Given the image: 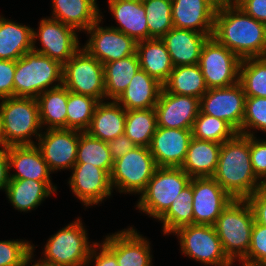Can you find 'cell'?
I'll return each instance as SVG.
<instances>
[{
    "mask_svg": "<svg viewBox=\"0 0 266 266\" xmlns=\"http://www.w3.org/2000/svg\"><path fill=\"white\" fill-rule=\"evenodd\" d=\"M156 129L155 108L126 111L124 134L137 146L149 148Z\"/></svg>",
    "mask_w": 266,
    "mask_h": 266,
    "instance_id": "d590c367",
    "label": "cell"
},
{
    "mask_svg": "<svg viewBox=\"0 0 266 266\" xmlns=\"http://www.w3.org/2000/svg\"><path fill=\"white\" fill-rule=\"evenodd\" d=\"M157 126L173 129H192L200 111V99L172 94L162 89L155 106Z\"/></svg>",
    "mask_w": 266,
    "mask_h": 266,
    "instance_id": "ac0fdd59",
    "label": "cell"
},
{
    "mask_svg": "<svg viewBox=\"0 0 266 266\" xmlns=\"http://www.w3.org/2000/svg\"><path fill=\"white\" fill-rule=\"evenodd\" d=\"M173 26L213 35L216 11L207 0H172Z\"/></svg>",
    "mask_w": 266,
    "mask_h": 266,
    "instance_id": "44dd1931",
    "label": "cell"
},
{
    "mask_svg": "<svg viewBox=\"0 0 266 266\" xmlns=\"http://www.w3.org/2000/svg\"><path fill=\"white\" fill-rule=\"evenodd\" d=\"M30 243L18 239L0 241V266H30L35 256V246Z\"/></svg>",
    "mask_w": 266,
    "mask_h": 266,
    "instance_id": "b9f144b4",
    "label": "cell"
},
{
    "mask_svg": "<svg viewBox=\"0 0 266 266\" xmlns=\"http://www.w3.org/2000/svg\"><path fill=\"white\" fill-rule=\"evenodd\" d=\"M157 166L148 147L136 146L114 160L110 173L112 189L119 193L141 194L147 187Z\"/></svg>",
    "mask_w": 266,
    "mask_h": 266,
    "instance_id": "ba28073f",
    "label": "cell"
},
{
    "mask_svg": "<svg viewBox=\"0 0 266 266\" xmlns=\"http://www.w3.org/2000/svg\"><path fill=\"white\" fill-rule=\"evenodd\" d=\"M97 0H52V16L77 32L85 31L101 18Z\"/></svg>",
    "mask_w": 266,
    "mask_h": 266,
    "instance_id": "4316f807",
    "label": "cell"
},
{
    "mask_svg": "<svg viewBox=\"0 0 266 266\" xmlns=\"http://www.w3.org/2000/svg\"><path fill=\"white\" fill-rule=\"evenodd\" d=\"M33 29L0 16V59L17 61L33 49Z\"/></svg>",
    "mask_w": 266,
    "mask_h": 266,
    "instance_id": "4dcf8cb0",
    "label": "cell"
},
{
    "mask_svg": "<svg viewBox=\"0 0 266 266\" xmlns=\"http://www.w3.org/2000/svg\"><path fill=\"white\" fill-rule=\"evenodd\" d=\"M38 31L33 28V51L64 65L81 47L77 30L50 17L42 18ZM40 41L41 49L36 40Z\"/></svg>",
    "mask_w": 266,
    "mask_h": 266,
    "instance_id": "7c38bea8",
    "label": "cell"
},
{
    "mask_svg": "<svg viewBox=\"0 0 266 266\" xmlns=\"http://www.w3.org/2000/svg\"><path fill=\"white\" fill-rule=\"evenodd\" d=\"M163 89L172 94L201 98L208 90L204 76L198 64L173 68Z\"/></svg>",
    "mask_w": 266,
    "mask_h": 266,
    "instance_id": "836d02e7",
    "label": "cell"
},
{
    "mask_svg": "<svg viewBox=\"0 0 266 266\" xmlns=\"http://www.w3.org/2000/svg\"><path fill=\"white\" fill-rule=\"evenodd\" d=\"M255 129L266 133V97H249L245 99V114L242 121V134L254 135ZM250 130V131H249Z\"/></svg>",
    "mask_w": 266,
    "mask_h": 266,
    "instance_id": "7bdbcfd3",
    "label": "cell"
},
{
    "mask_svg": "<svg viewBox=\"0 0 266 266\" xmlns=\"http://www.w3.org/2000/svg\"><path fill=\"white\" fill-rule=\"evenodd\" d=\"M162 89L163 84L140 68L115 101L126 111L155 108Z\"/></svg>",
    "mask_w": 266,
    "mask_h": 266,
    "instance_id": "cb8c5ba5",
    "label": "cell"
},
{
    "mask_svg": "<svg viewBox=\"0 0 266 266\" xmlns=\"http://www.w3.org/2000/svg\"><path fill=\"white\" fill-rule=\"evenodd\" d=\"M237 6L252 18L266 24V0H238Z\"/></svg>",
    "mask_w": 266,
    "mask_h": 266,
    "instance_id": "681fc988",
    "label": "cell"
},
{
    "mask_svg": "<svg viewBox=\"0 0 266 266\" xmlns=\"http://www.w3.org/2000/svg\"><path fill=\"white\" fill-rule=\"evenodd\" d=\"M62 85L69 91L105 100L104 66L81 48L63 65Z\"/></svg>",
    "mask_w": 266,
    "mask_h": 266,
    "instance_id": "30bf717a",
    "label": "cell"
},
{
    "mask_svg": "<svg viewBox=\"0 0 266 266\" xmlns=\"http://www.w3.org/2000/svg\"><path fill=\"white\" fill-rule=\"evenodd\" d=\"M9 146L0 147V190H6L10 181Z\"/></svg>",
    "mask_w": 266,
    "mask_h": 266,
    "instance_id": "816d5d0a",
    "label": "cell"
},
{
    "mask_svg": "<svg viewBox=\"0 0 266 266\" xmlns=\"http://www.w3.org/2000/svg\"><path fill=\"white\" fill-rule=\"evenodd\" d=\"M40 123L47 129L66 128L68 89L63 85L41 93L37 98ZM48 126V127H47Z\"/></svg>",
    "mask_w": 266,
    "mask_h": 266,
    "instance_id": "1f68e13d",
    "label": "cell"
},
{
    "mask_svg": "<svg viewBox=\"0 0 266 266\" xmlns=\"http://www.w3.org/2000/svg\"><path fill=\"white\" fill-rule=\"evenodd\" d=\"M68 184L74 196L85 207L98 205L112 195L110 175L104 170L87 163H75Z\"/></svg>",
    "mask_w": 266,
    "mask_h": 266,
    "instance_id": "e0dca14e",
    "label": "cell"
},
{
    "mask_svg": "<svg viewBox=\"0 0 266 266\" xmlns=\"http://www.w3.org/2000/svg\"><path fill=\"white\" fill-rule=\"evenodd\" d=\"M215 11L237 6L238 0H207Z\"/></svg>",
    "mask_w": 266,
    "mask_h": 266,
    "instance_id": "f5cc1de1",
    "label": "cell"
},
{
    "mask_svg": "<svg viewBox=\"0 0 266 266\" xmlns=\"http://www.w3.org/2000/svg\"><path fill=\"white\" fill-rule=\"evenodd\" d=\"M136 53L141 69L157 79L161 84L168 80L174 65L161 39L152 38L137 42Z\"/></svg>",
    "mask_w": 266,
    "mask_h": 266,
    "instance_id": "f546056e",
    "label": "cell"
},
{
    "mask_svg": "<svg viewBox=\"0 0 266 266\" xmlns=\"http://www.w3.org/2000/svg\"><path fill=\"white\" fill-rule=\"evenodd\" d=\"M16 61L0 59V100L14 97Z\"/></svg>",
    "mask_w": 266,
    "mask_h": 266,
    "instance_id": "bcb514c9",
    "label": "cell"
},
{
    "mask_svg": "<svg viewBox=\"0 0 266 266\" xmlns=\"http://www.w3.org/2000/svg\"><path fill=\"white\" fill-rule=\"evenodd\" d=\"M221 145L192 137L181 168L191 178L213 177L217 169Z\"/></svg>",
    "mask_w": 266,
    "mask_h": 266,
    "instance_id": "f1b7e54d",
    "label": "cell"
},
{
    "mask_svg": "<svg viewBox=\"0 0 266 266\" xmlns=\"http://www.w3.org/2000/svg\"><path fill=\"white\" fill-rule=\"evenodd\" d=\"M9 167L16 169L10 179L51 181L52 173L36 145L9 146Z\"/></svg>",
    "mask_w": 266,
    "mask_h": 266,
    "instance_id": "d4e9b609",
    "label": "cell"
},
{
    "mask_svg": "<svg viewBox=\"0 0 266 266\" xmlns=\"http://www.w3.org/2000/svg\"><path fill=\"white\" fill-rule=\"evenodd\" d=\"M239 82L246 96L266 97V56L242 60Z\"/></svg>",
    "mask_w": 266,
    "mask_h": 266,
    "instance_id": "74e56055",
    "label": "cell"
},
{
    "mask_svg": "<svg viewBox=\"0 0 266 266\" xmlns=\"http://www.w3.org/2000/svg\"><path fill=\"white\" fill-rule=\"evenodd\" d=\"M62 82L63 65L44 54L32 50L16 61L14 97L37 98Z\"/></svg>",
    "mask_w": 266,
    "mask_h": 266,
    "instance_id": "3957f363",
    "label": "cell"
},
{
    "mask_svg": "<svg viewBox=\"0 0 266 266\" xmlns=\"http://www.w3.org/2000/svg\"><path fill=\"white\" fill-rule=\"evenodd\" d=\"M255 222L246 199H233L221 212L214 225L227 257L239 263L247 256Z\"/></svg>",
    "mask_w": 266,
    "mask_h": 266,
    "instance_id": "277c9868",
    "label": "cell"
},
{
    "mask_svg": "<svg viewBox=\"0 0 266 266\" xmlns=\"http://www.w3.org/2000/svg\"><path fill=\"white\" fill-rule=\"evenodd\" d=\"M246 95L240 82L221 88L208 89L200 98V111L228 122L242 134Z\"/></svg>",
    "mask_w": 266,
    "mask_h": 266,
    "instance_id": "5bb4252c",
    "label": "cell"
},
{
    "mask_svg": "<svg viewBox=\"0 0 266 266\" xmlns=\"http://www.w3.org/2000/svg\"><path fill=\"white\" fill-rule=\"evenodd\" d=\"M106 100H116L140 69L137 53L103 64Z\"/></svg>",
    "mask_w": 266,
    "mask_h": 266,
    "instance_id": "d6a6232c",
    "label": "cell"
},
{
    "mask_svg": "<svg viewBox=\"0 0 266 266\" xmlns=\"http://www.w3.org/2000/svg\"><path fill=\"white\" fill-rule=\"evenodd\" d=\"M163 223V234H173L177 229L193 224V178L158 219Z\"/></svg>",
    "mask_w": 266,
    "mask_h": 266,
    "instance_id": "e575fe53",
    "label": "cell"
},
{
    "mask_svg": "<svg viewBox=\"0 0 266 266\" xmlns=\"http://www.w3.org/2000/svg\"><path fill=\"white\" fill-rule=\"evenodd\" d=\"M108 8L118 26H110L136 42L149 39V29L142 0H108Z\"/></svg>",
    "mask_w": 266,
    "mask_h": 266,
    "instance_id": "603a6c76",
    "label": "cell"
},
{
    "mask_svg": "<svg viewBox=\"0 0 266 266\" xmlns=\"http://www.w3.org/2000/svg\"><path fill=\"white\" fill-rule=\"evenodd\" d=\"M126 110L115 100L99 102L94 110L89 128L90 136L109 142L124 134Z\"/></svg>",
    "mask_w": 266,
    "mask_h": 266,
    "instance_id": "83f0119b",
    "label": "cell"
},
{
    "mask_svg": "<svg viewBox=\"0 0 266 266\" xmlns=\"http://www.w3.org/2000/svg\"><path fill=\"white\" fill-rule=\"evenodd\" d=\"M1 145H4V139H3V129H2V118L0 112V146Z\"/></svg>",
    "mask_w": 266,
    "mask_h": 266,
    "instance_id": "db71d44e",
    "label": "cell"
},
{
    "mask_svg": "<svg viewBox=\"0 0 266 266\" xmlns=\"http://www.w3.org/2000/svg\"><path fill=\"white\" fill-rule=\"evenodd\" d=\"M173 233L179 237L181 252L186 257L205 266H232L214 226L191 224Z\"/></svg>",
    "mask_w": 266,
    "mask_h": 266,
    "instance_id": "9c48e42d",
    "label": "cell"
},
{
    "mask_svg": "<svg viewBox=\"0 0 266 266\" xmlns=\"http://www.w3.org/2000/svg\"><path fill=\"white\" fill-rule=\"evenodd\" d=\"M192 139L191 129L157 126L149 146L157 167H181Z\"/></svg>",
    "mask_w": 266,
    "mask_h": 266,
    "instance_id": "d6986e66",
    "label": "cell"
},
{
    "mask_svg": "<svg viewBox=\"0 0 266 266\" xmlns=\"http://www.w3.org/2000/svg\"><path fill=\"white\" fill-rule=\"evenodd\" d=\"M233 199L213 177L193 178V224L214 226Z\"/></svg>",
    "mask_w": 266,
    "mask_h": 266,
    "instance_id": "2e32d148",
    "label": "cell"
},
{
    "mask_svg": "<svg viewBox=\"0 0 266 266\" xmlns=\"http://www.w3.org/2000/svg\"><path fill=\"white\" fill-rule=\"evenodd\" d=\"M0 112L4 145H36L41 135L39 107L36 98L9 97L1 99Z\"/></svg>",
    "mask_w": 266,
    "mask_h": 266,
    "instance_id": "5b68a950",
    "label": "cell"
},
{
    "mask_svg": "<svg viewBox=\"0 0 266 266\" xmlns=\"http://www.w3.org/2000/svg\"><path fill=\"white\" fill-rule=\"evenodd\" d=\"M246 200L252 207L255 222L266 226V192L258 189Z\"/></svg>",
    "mask_w": 266,
    "mask_h": 266,
    "instance_id": "c3c4849f",
    "label": "cell"
},
{
    "mask_svg": "<svg viewBox=\"0 0 266 266\" xmlns=\"http://www.w3.org/2000/svg\"><path fill=\"white\" fill-rule=\"evenodd\" d=\"M108 146L112 159L116 160L134 149L137 145L133 143L129 137L123 134L109 141Z\"/></svg>",
    "mask_w": 266,
    "mask_h": 266,
    "instance_id": "f907efd6",
    "label": "cell"
},
{
    "mask_svg": "<svg viewBox=\"0 0 266 266\" xmlns=\"http://www.w3.org/2000/svg\"><path fill=\"white\" fill-rule=\"evenodd\" d=\"M240 263L243 266H266V226L254 222L250 248Z\"/></svg>",
    "mask_w": 266,
    "mask_h": 266,
    "instance_id": "ee69618b",
    "label": "cell"
},
{
    "mask_svg": "<svg viewBox=\"0 0 266 266\" xmlns=\"http://www.w3.org/2000/svg\"><path fill=\"white\" fill-rule=\"evenodd\" d=\"M190 180L181 167H157L137 201V209L158 220Z\"/></svg>",
    "mask_w": 266,
    "mask_h": 266,
    "instance_id": "52a82bcc",
    "label": "cell"
},
{
    "mask_svg": "<svg viewBox=\"0 0 266 266\" xmlns=\"http://www.w3.org/2000/svg\"><path fill=\"white\" fill-rule=\"evenodd\" d=\"M56 191L57 187L51 181L10 179L5 194L16 210L28 212L37 208Z\"/></svg>",
    "mask_w": 266,
    "mask_h": 266,
    "instance_id": "484cf974",
    "label": "cell"
},
{
    "mask_svg": "<svg viewBox=\"0 0 266 266\" xmlns=\"http://www.w3.org/2000/svg\"><path fill=\"white\" fill-rule=\"evenodd\" d=\"M241 59L214 37L203 45L198 65L208 89L221 88L239 82Z\"/></svg>",
    "mask_w": 266,
    "mask_h": 266,
    "instance_id": "8fae6325",
    "label": "cell"
},
{
    "mask_svg": "<svg viewBox=\"0 0 266 266\" xmlns=\"http://www.w3.org/2000/svg\"><path fill=\"white\" fill-rule=\"evenodd\" d=\"M102 19L86 30L89 39L82 48L102 64L135 54L137 42L113 27H101Z\"/></svg>",
    "mask_w": 266,
    "mask_h": 266,
    "instance_id": "4fadbf2b",
    "label": "cell"
},
{
    "mask_svg": "<svg viewBox=\"0 0 266 266\" xmlns=\"http://www.w3.org/2000/svg\"><path fill=\"white\" fill-rule=\"evenodd\" d=\"M213 178L234 199H247L260 189L250 159V135L237 133L222 143Z\"/></svg>",
    "mask_w": 266,
    "mask_h": 266,
    "instance_id": "7a4b0ae2",
    "label": "cell"
},
{
    "mask_svg": "<svg viewBox=\"0 0 266 266\" xmlns=\"http://www.w3.org/2000/svg\"><path fill=\"white\" fill-rule=\"evenodd\" d=\"M145 8L149 39H161L173 26L172 0H142Z\"/></svg>",
    "mask_w": 266,
    "mask_h": 266,
    "instance_id": "60d3db41",
    "label": "cell"
},
{
    "mask_svg": "<svg viewBox=\"0 0 266 266\" xmlns=\"http://www.w3.org/2000/svg\"><path fill=\"white\" fill-rule=\"evenodd\" d=\"M209 37L211 36L193 30L173 27L161 40L170 54L174 67H177L198 64L203 45Z\"/></svg>",
    "mask_w": 266,
    "mask_h": 266,
    "instance_id": "7402d4cb",
    "label": "cell"
},
{
    "mask_svg": "<svg viewBox=\"0 0 266 266\" xmlns=\"http://www.w3.org/2000/svg\"><path fill=\"white\" fill-rule=\"evenodd\" d=\"M250 159L256 177L262 181L266 177V140L250 136Z\"/></svg>",
    "mask_w": 266,
    "mask_h": 266,
    "instance_id": "f6af8a7d",
    "label": "cell"
},
{
    "mask_svg": "<svg viewBox=\"0 0 266 266\" xmlns=\"http://www.w3.org/2000/svg\"><path fill=\"white\" fill-rule=\"evenodd\" d=\"M147 238L133 227L107 235L103 244L116 256L119 266H152Z\"/></svg>",
    "mask_w": 266,
    "mask_h": 266,
    "instance_id": "ffe728a7",
    "label": "cell"
},
{
    "mask_svg": "<svg viewBox=\"0 0 266 266\" xmlns=\"http://www.w3.org/2000/svg\"><path fill=\"white\" fill-rule=\"evenodd\" d=\"M191 132L192 137L196 139L220 144L232 139L238 133L228 122L203 114L201 111L194 120Z\"/></svg>",
    "mask_w": 266,
    "mask_h": 266,
    "instance_id": "ab89813d",
    "label": "cell"
},
{
    "mask_svg": "<svg viewBox=\"0 0 266 266\" xmlns=\"http://www.w3.org/2000/svg\"><path fill=\"white\" fill-rule=\"evenodd\" d=\"M98 103L94 97L68 90L66 128L85 132L91 124Z\"/></svg>",
    "mask_w": 266,
    "mask_h": 266,
    "instance_id": "f35d334b",
    "label": "cell"
},
{
    "mask_svg": "<svg viewBox=\"0 0 266 266\" xmlns=\"http://www.w3.org/2000/svg\"><path fill=\"white\" fill-rule=\"evenodd\" d=\"M98 249L99 252H97ZM91 262H94V266H119L116 256L102 242H95L91 248L87 266Z\"/></svg>",
    "mask_w": 266,
    "mask_h": 266,
    "instance_id": "7dc6e473",
    "label": "cell"
},
{
    "mask_svg": "<svg viewBox=\"0 0 266 266\" xmlns=\"http://www.w3.org/2000/svg\"><path fill=\"white\" fill-rule=\"evenodd\" d=\"M260 189L264 192H266V177L261 181V187Z\"/></svg>",
    "mask_w": 266,
    "mask_h": 266,
    "instance_id": "11a10c76",
    "label": "cell"
},
{
    "mask_svg": "<svg viewBox=\"0 0 266 266\" xmlns=\"http://www.w3.org/2000/svg\"><path fill=\"white\" fill-rule=\"evenodd\" d=\"M87 231L82 220L76 221L51 235L44 245L43 256L36 263L41 266H87L92 244L88 241Z\"/></svg>",
    "mask_w": 266,
    "mask_h": 266,
    "instance_id": "8992f818",
    "label": "cell"
},
{
    "mask_svg": "<svg viewBox=\"0 0 266 266\" xmlns=\"http://www.w3.org/2000/svg\"><path fill=\"white\" fill-rule=\"evenodd\" d=\"M82 131L68 128L47 129L36 145L51 172L72 169L76 163L79 136ZM44 133V134H43Z\"/></svg>",
    "mask_w": 266,
    "mask_h": 266,
    "instance_id": "9a60e30c",
    "label": "cell"
},
{
    "mask_svg": "<svg viewBox=\"0 0 266 266\" xmlns=\"http://www.w3.org/2000/svg\"><path fill=\"white\" fill-rule=\"evenodd\" d=\"M212 37L241 60L266 56V24L238 6L216 11Z\"/></svg>",
    "mask_w": 266,
    "mask_h": 266,
    "instance_id": "6da1fadb",
    "label": "cell"
},
{
    "mask_svg": "<svg viewBox=\"0 0 266 266\" xmlns=\"http://www.w3.org/2000/svg\"><path fill=\"white\" fill-rule=\"evenodd\" d=\"M31 266H41V265H38L37 263H35V264H32Z\"/></svg>",
    "mask_w": 266,
    "mask_h": 266,
    "instance_id": "9f6ffc18",
    "label": "cell"
},
{
    "mask_svg": "<svg viewBox=\"0 0 266 266\" xmlns=\"http://www.w3.org/2000/svg\"><path fill=\"white\" fill-rule=\"evenodd\" d=\"M113 162L107 142L94 138L87 132L80 133L76 163L92 164L110 175Z\"/></svg>",
    "mask_w": 266,
    "mask_h": 266,
    "instance_id": "8d00e7d4",
    "label": "cell"
}]
</instances>
